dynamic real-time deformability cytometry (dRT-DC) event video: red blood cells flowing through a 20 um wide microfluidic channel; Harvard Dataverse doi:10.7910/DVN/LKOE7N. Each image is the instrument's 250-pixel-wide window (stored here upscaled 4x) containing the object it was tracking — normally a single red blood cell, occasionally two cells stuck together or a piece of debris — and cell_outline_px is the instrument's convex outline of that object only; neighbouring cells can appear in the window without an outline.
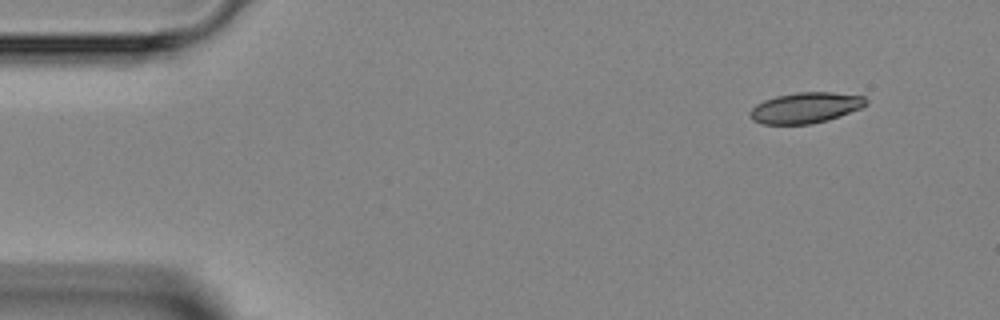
{"species": "Egyptian fruit bat (a non-hibernating species)", "species_latin": "Rousettus aegyptiacus", "temperature_condition": "room temperature", "stored_images_in_passage": 4, "camera_frame_rate_fps": 3000, "um_per_image_px": 0.085, "animal": {"sex": "female"}, "frame": {"image": 1, "passage_image": 1, "time_ms": 0.0, "image_size_px": [1000, 320], "cell_outline_px": [[868, 104], [860, 108], [840, 116], [828, 120], [812, 124], [760, 124], [752, 120], [748, 116], [748, 112], [756, 104], [764, 100], [776, 96], [796, 92], [832, 92], [864, 96], [868, 100]], "centroid_in_image_um": [68.45, 9.16], "position_along_channel_um": 16.6, "area_um2": 20.98}}
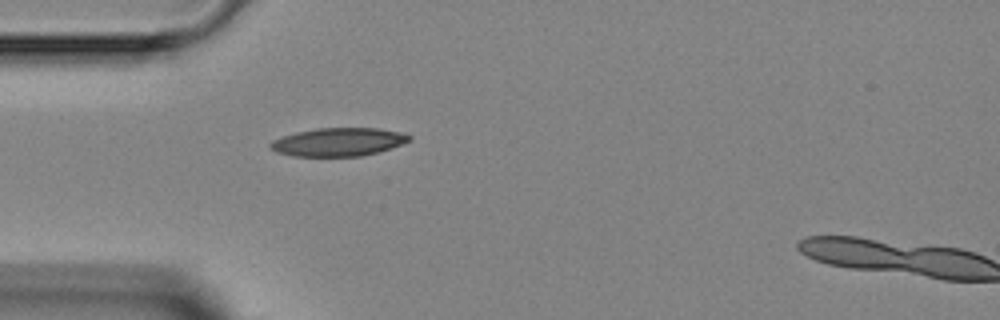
{"frame": {"image": 2, "passage_image": 3, "time_ms": 3.0, "image_size_px": [1000, 320], "cell_outline_px": [[412, 140], [376, 152], [360, 156], [292, 156], [276, 152], [268, 144], [272, 140], [296, 132], [316, 128], [380, 128], [404, 132], [412, 136]], "centroid_in_image_um": [28.77, 12.05], "position_along_channel_um": 56.2, "area_um2": 22.83}}